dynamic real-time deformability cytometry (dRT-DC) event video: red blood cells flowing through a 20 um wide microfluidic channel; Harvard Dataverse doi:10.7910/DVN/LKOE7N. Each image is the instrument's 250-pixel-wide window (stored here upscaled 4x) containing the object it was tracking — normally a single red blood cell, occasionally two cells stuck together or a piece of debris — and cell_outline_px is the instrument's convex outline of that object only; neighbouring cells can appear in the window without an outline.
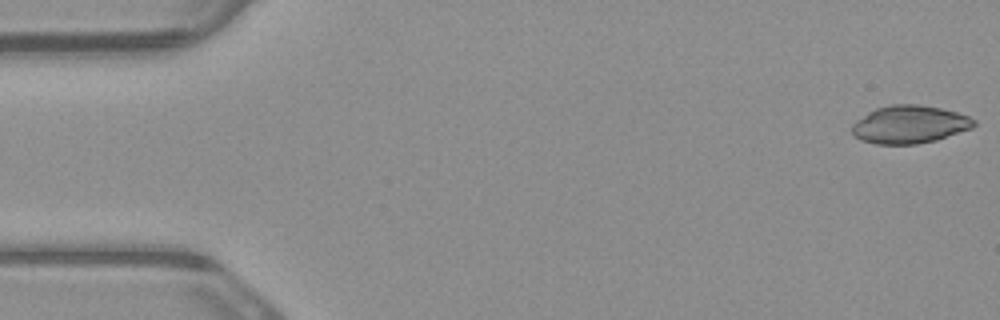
{"species": "common noctule bat (a hibernating species)", "species_latin": "Nyctalus noctula", "temperature_condition": "warm", "stored_images_in_passage": 6, "camera_frame_rate_fps": 3000, "um_per_image_px": 0.085, "animal": {"sex": "male", "body_mass_g": 23.1, "forearm_length_mm": 52.7}, "frame": {"image": 1, "passage_image": 1, "time_ms": 0.0, "image_size_px": [1000, 320], "cell_outline_px": [[976, 124], [972, 128], [936, 140], [916, 144], [876, 144], [860, 140], [852, 132], [852, 124], [856, 120], [868, 112], [876, 108], [892, 104], [916, 104], [940, 108], [956, 112], [968, 116], [976, 120]], "centroid_in_image_um": [77.3, 10.58], "position_along_channel_um": 7.7, "area_um2": 26.88}}